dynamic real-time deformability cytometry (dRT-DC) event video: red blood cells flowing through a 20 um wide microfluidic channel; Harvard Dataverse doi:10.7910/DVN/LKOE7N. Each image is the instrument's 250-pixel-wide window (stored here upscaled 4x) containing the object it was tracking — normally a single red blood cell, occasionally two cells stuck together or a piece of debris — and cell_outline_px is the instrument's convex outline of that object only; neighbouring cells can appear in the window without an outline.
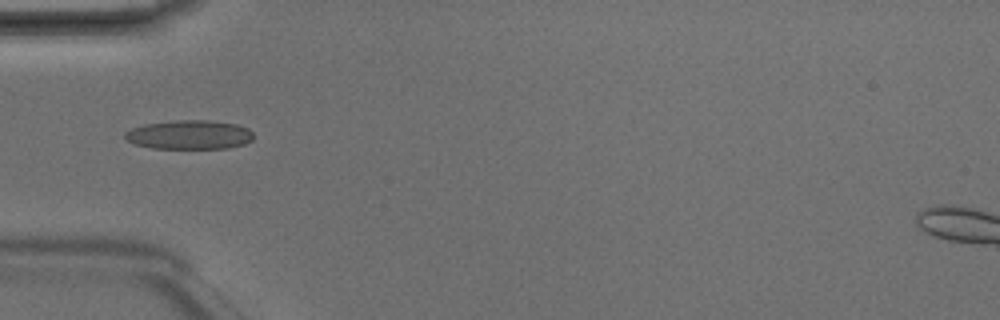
{"species": "Egyptian fruit bat (a non-hibernating species)", "species_latin": "Rousettus aegyptiacus", "temperature_condition": "room temperature", "stored_images_in_passage": 5, "camera_frame_rate_fps": 3000, "um_per_image_px": 0.085, "animal": {"sex": "male"}, "frame": {"image": 1, "passage_image": 4, "time_ms": 1.0, "image_size_px": [1000, 320], "cell_outline_px": [[252, 140], [244, 144], [228, 148], [152, 148], [136, 144], [128, 140], [124, 136], [124, 132], [132, 128], [144, 124], [176, 120], [208, 120], [236, 124], [248, 128], [252, 132]], "centroid_in_image_um": [16.1, 11.45], "position_along_channel_um": 68.9, "area_um2": 21.68}}